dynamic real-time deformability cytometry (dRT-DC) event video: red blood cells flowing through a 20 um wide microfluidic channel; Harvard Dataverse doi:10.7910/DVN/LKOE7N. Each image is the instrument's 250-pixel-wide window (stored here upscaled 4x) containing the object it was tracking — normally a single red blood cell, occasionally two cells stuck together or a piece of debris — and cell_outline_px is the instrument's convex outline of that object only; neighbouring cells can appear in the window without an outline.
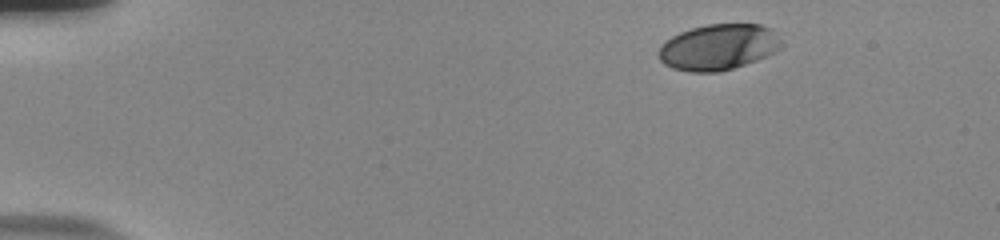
{"species": "human", "species_latin": "Homo sapiens", "temperature_condition": "room temperature", "stored_images_in_passage": 49, "camera_frame_rate_fps": 3000, "um_per_image_px": 0.085, "donor": {"sex": "male"}, "frame": {"image": 1, "passage_image": 1, "time_ms": 0.0, "image_size_px": [1000, 240], "cell_outline_px": [[784, 44], [776, 52], [756, 60], [732, 68], [716, 72], [688, 72], [672, 68], [664, 64], [660, 60], [660, 44], [672, 36], [680, 32], [692, 28], [708, 24], [760, 24], [772, 28]], "centroid_in_image_um": [61.09, 4.0], "position_along_channel_um": 23.9, "area_um2": 32.89}}
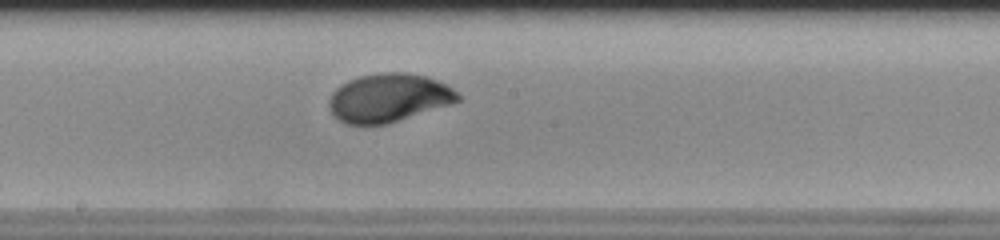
{"frame": {"image": 2, "passage_image": 25, "time_ms": 8.0, "image_size_px": [1000, 240], "cell_outline_px": [[460, 100], [452, 104], [384, 124], [344, 124], [332, 112], [328, 104], [328, 100], [332, 92], [340, 84], [348, 80], [360, 76], [380, 72], [408, 72], [428, 76], [452, 88], [460, 96]], "centroid_in_image_um": [33.02, 8.29], "position_along_channel_um": 215.2, "area_um2": 36.24}}
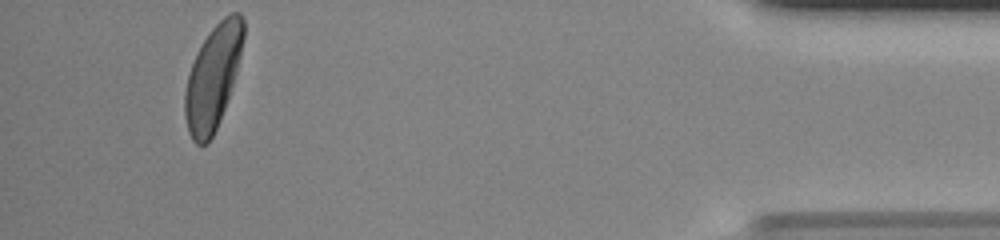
{"frame": {"image": 3, "passage_image": 46, "time_ms": 15.0, "image_size_px": [1000, 240], "cell_outline_px": [[244, 36], [240, 56], [236, 72], [220, 120], [208, 144], [196, 144], [192, 140], [188, 132], [184, 116], [184, 92], [188, 76], [196, 52], [212, 28], [224, 16], [232, 12], [240, 12], [244, 20]], "centroid_in_image_um": [18.08, 6.57], "position_along_channel_um": 417.1, "area_um2": 35.2}, "authors_computed_cell_mechanics": {"area_um2": 35.1424, "velocity_mm_per_s": 3.7165, "shape_relaxation_time_tau1_ms": 2.8858, "shape_relaxation_time_tau2_ms": null, "deformation_change_tau1": 0.1739, "deformation_change_tau2": null}}